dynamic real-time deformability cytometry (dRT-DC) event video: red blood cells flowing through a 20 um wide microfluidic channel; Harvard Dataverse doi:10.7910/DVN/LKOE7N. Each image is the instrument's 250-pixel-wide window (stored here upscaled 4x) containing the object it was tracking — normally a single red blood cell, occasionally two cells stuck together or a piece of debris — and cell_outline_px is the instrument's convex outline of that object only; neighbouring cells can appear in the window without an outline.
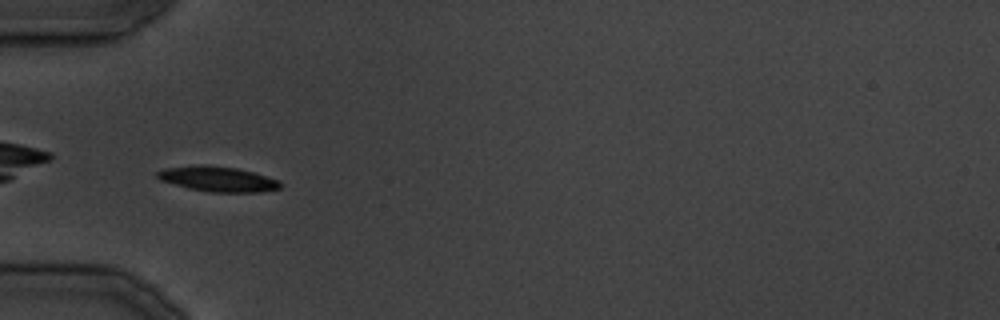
{"species": "common noctule bat (a hibernating species)", "species_latin": "Nyctalus noctula", "temperature_condition": "cold", "stored_images_in_passage": 28, "camera_frame_rate_fps": 3000, "um_per_image_px": 0.085, "animal": {"sex": "male", "body_mass_g": 19.5, "forearm_length_mm": 54.6}, "frame": {"image": 1, "passage_image": 5, "time_ms": 4.667, "image_size_px": [1000, 320], "cell_outline_px": [[280, 188], [260, 192], [212, 192], [188, 188], [160, 180], [156, 176], [156, 172], [164, 168], [196, 164], [204, 164], [236, 168], [252, 172], [280, 180]], "centroid_in_image_um": [18.48, 15.2], "position_along_channel_um": 66.5, "area_um2": 18.03}}
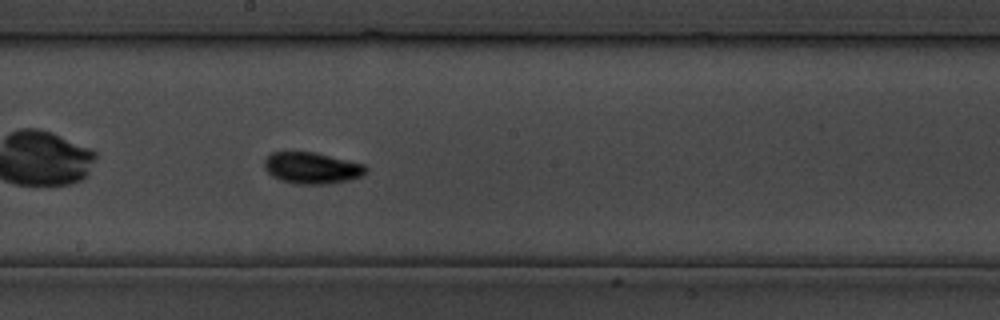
{"frame": {"image": 2, "passage_image": 13, "time_ms": 14.667, "image_size_px": [1000, 320], "cell_outline_px": [[368, 168], [360, 176], [348, 180], [324, 184], [300, 184], [280, 180], [272, 176], [264, 168], [264, 160], [272, 152], [316, 152], [364, 164]], "centroid_in_image_um": [26.48, 14.27], "position_along_channel_um": 221.7, "area_um2": 18.44}}
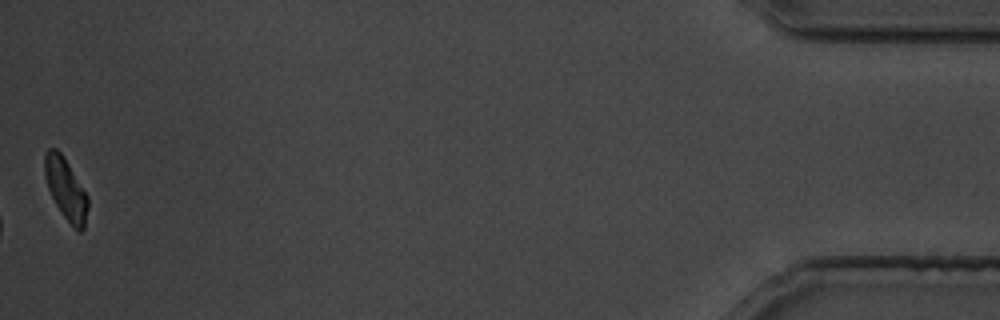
{"frame": {"image": 3, "passage_image": 28, "time_ms": 33.333, "image_size_px": [1000, 320], "cell_outline_px": [[88, 208], [84, 228], [80, 232], [64, 216], [56, 204], [48, 188], [44, 176], [44, 156], [48, 148], [56, 148], [60, 152], [68, 164], [88, 196]], "centroid_in_image_um": [5.58, 16.03], "position_along_channel_um": 429.6, "area_um2": 15.14}}